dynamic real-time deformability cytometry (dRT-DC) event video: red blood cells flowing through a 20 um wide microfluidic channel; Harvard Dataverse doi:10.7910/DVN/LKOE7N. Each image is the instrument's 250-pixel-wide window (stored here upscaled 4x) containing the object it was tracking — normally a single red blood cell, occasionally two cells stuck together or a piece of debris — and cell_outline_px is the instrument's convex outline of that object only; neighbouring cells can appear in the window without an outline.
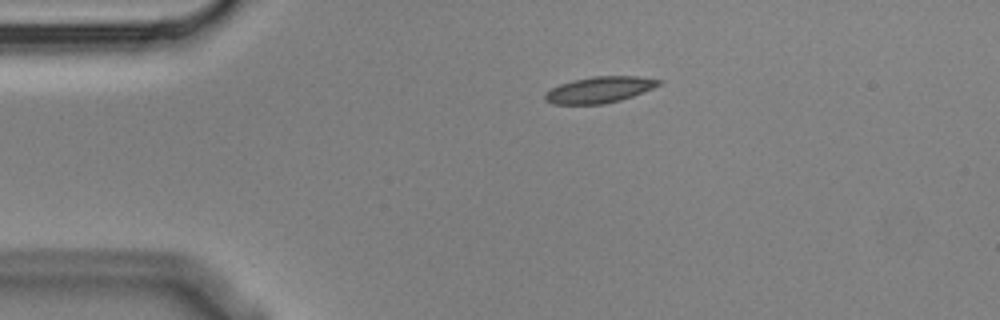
{"species": "Egyptian fruit bat (a non-hibernating species)", "species_latin": "Rousettus aegyptiacus", "temperature_condition": "cold", "stored_images_in_passage": 12, "camera_frame_rate_fps": 3000, "um_per_image_px": 0.085, "animal": {"sex": "male"}, "frame": {"image": 1, "passage_image": 1, "time_ms": 0.0, "image_size_px": [1000, 320], "cell_outline_px": [[664, 80], [660, 84], [652, 88], [632, 96], [620, 100], [604, 104], [552, 104], [544, 100], [544, 92], [560, 84], [572, 80], [592, 76], [636, 76]], "centroid_in_image_um": [50.92, 7.62], "position_along_channel_um": 34.1, "area_um2": 17.4}}
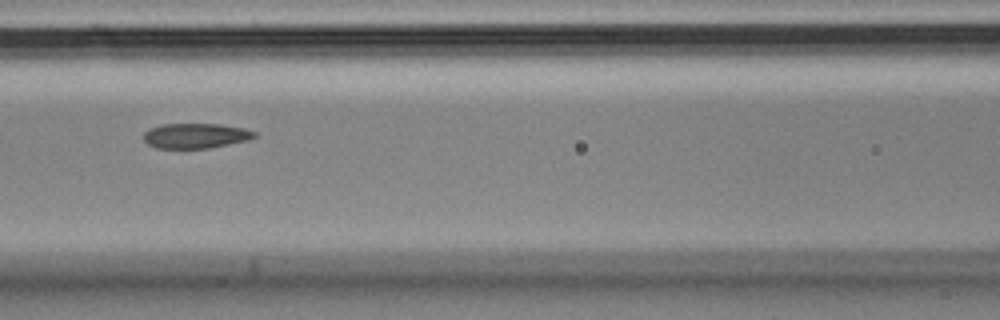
{"frame": {"image": 2, "passage_image": 4, "time_ms": 1.0, "image_size_px": [1000, 320], "cell_outline_px": [[256, 136], [248, 140], [208, 148], [156, 148], [148, 144], [144, 140], [144, 132], [148, 128], [160, 124], [220, 124], [244, 128], [256, 132]], "centroid_in_image_um": [16.6, 11.53], "position_along_channel_um": 150.0, "area_um2": 16.18}}
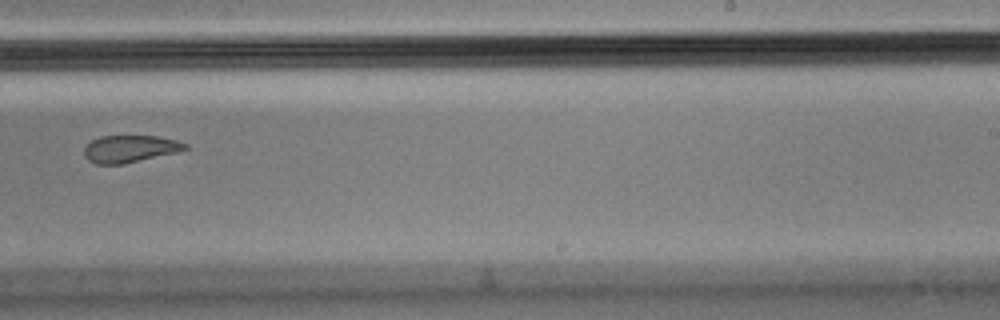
{"frame": {"image": 3, "passage_image": 7, "time_ms": 2.0, "image_size_px": [1000, 320], "cell_outline_px": [[188, 148], [180, 152], [124, 164], [96, 164], [88, 160], [84, 156], [84, 148], [92, 140], [100, 136], [156, 136], [176, 140], [188, 144]], "centroid_in_image_um": [11.07, 12.66], "position_along_channel_um": 277.9, "area_um2": 16.13}}